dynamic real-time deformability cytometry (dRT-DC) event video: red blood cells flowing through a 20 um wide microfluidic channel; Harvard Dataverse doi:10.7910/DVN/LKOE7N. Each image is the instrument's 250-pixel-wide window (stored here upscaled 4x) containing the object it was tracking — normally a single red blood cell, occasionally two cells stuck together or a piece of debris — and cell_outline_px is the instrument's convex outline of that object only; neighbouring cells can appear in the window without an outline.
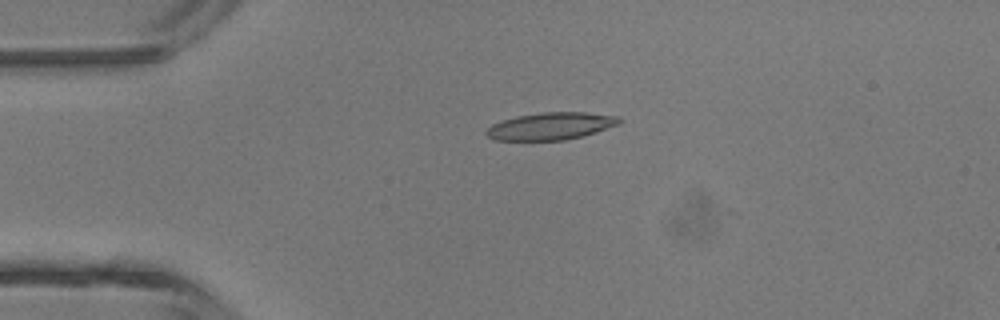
{"species": "common noctule bat (a hibernating species)", "species_latin": "Nyctalus noctula", "temperature_condition": "room temperature", "stored_images_in_passage": 30, "camera_frame_rate_fps": 3000, "um_per_image_px": 0.085, "animal": {"sex": "male", "body_mass_g": 13.3}, "frame": {"image": 1, "passage_image": 1, "time_ms": 0.0, "image_size_px": [1000, 320], "cell_outline_px": [[620, 124], [596, 132], [564, 140], [496, 140], [488, 136], [484, 132], [492, 124], [516, 116], [544, 112], [584, 112], [620, 116]], "centroid_in_image_um": [46.83, 10.71], "position_along_channel_um": 38.2, "area_um2": 20.98}}
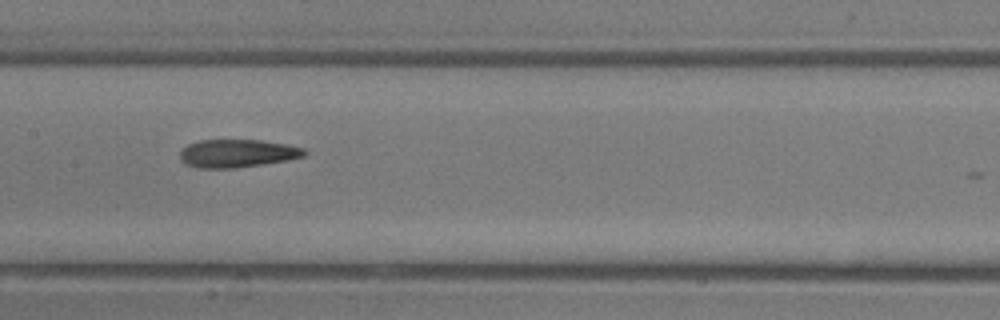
{"frame": {"image": 2, "passage_image": 13, "time_ms": 4.0, "image_size_px": [1000, 320], "cell_outline_px": [[308, 152], [304, 156], [288, 160], [236, 168], [196, 168], [184, 164], [180, 160], [180, 152], [188, 144], [200, 140], [260, 140], [284, 144], [304, 148]], "centroid_in_image_um": [20.15, 13.04], "position_along_channel_um": 187.3, "area_um2": 20.35}}
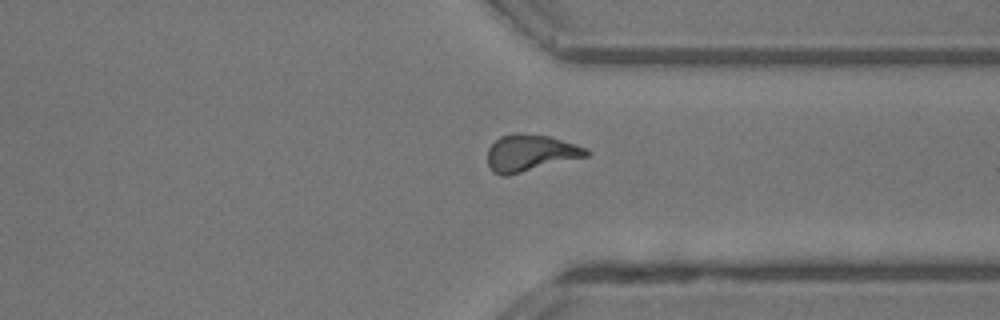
{"frame": {"image": 3, "passage_image": 25, "time_ms": 8.0, "image_size_px": [1000, 320], "cell_outline_px": [[588, 156], [508, 176], [500, 176], [492, 172], [488, 164], [488, 148], [500, 136], [516, 132], [548, 136], [576, 144], [588, 148]], "centroid_in_image_um": [45.06, 13.01], "position_along_channel_um": 366.3, "area_um2": 21.27}, "authors_computed_cell_mechanics": {"area_um2": 20.8369, "velocity_mm_per_s": 4.4965, "shape_relaxation_time_tau1_ms": 4.0125, "shape_relaxation_time_tau2_ms": 2.8431, "deformation_change_tau1": 0.165, "deformation_change_tau2": 0.1144}}